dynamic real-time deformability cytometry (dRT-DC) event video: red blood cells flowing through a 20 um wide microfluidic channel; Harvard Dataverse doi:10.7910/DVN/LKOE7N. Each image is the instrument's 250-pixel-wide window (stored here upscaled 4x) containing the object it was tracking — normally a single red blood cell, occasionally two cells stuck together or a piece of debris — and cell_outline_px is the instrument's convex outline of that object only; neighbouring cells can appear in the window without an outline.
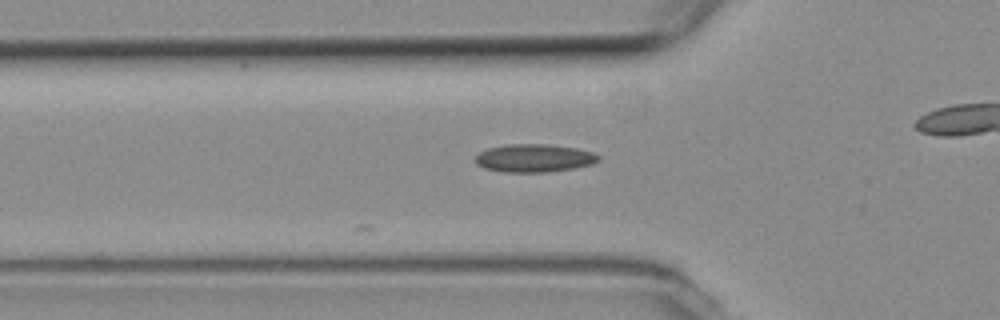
{"species": "common noctule bat (a hibernating species)", "species_latin": "Nyctalus noctula", "temperature_condition": "room temperature", "stored_images_in_passage": 12, "camera_frame_rate_fps": 3000, "um_per_image_px": 0.085, "animal": {"sex": "female", "body_mass_g": 19.3, "forearm_length_mm": 54.1}, "frame": {"image": 1, "passage_image": 2, "time_ms": 0.333, "image_size_px": [1000, 320], "cell_outline_px": [[600, 160], [592, 164], [572, 168], [548, 172], [504, 172], [484, 168], [476, 164], [476, 156], [480, 152], [488, 148], [504, 144], [548, 144], [576, 148], [592, 152], [600, 156]], "centroid_in_image_um": [45.4, 13.43], "position_along_channel_um": 80.4, "area_um2": 20.11}}
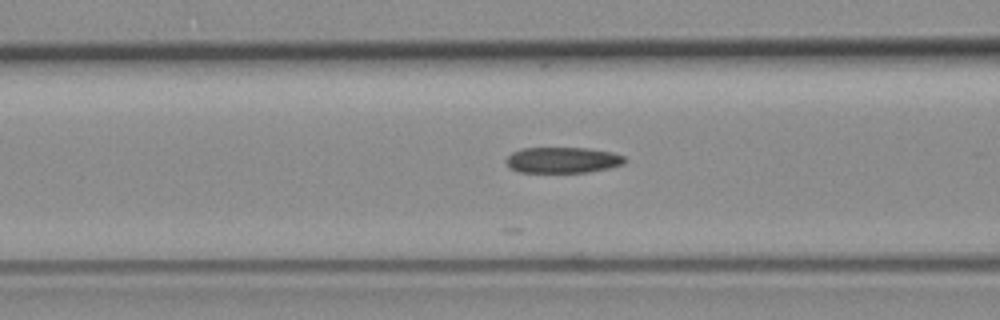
{"frame": {"image": 2, "passage_image": 5, "time_ms": 1.333, "image_size_px": [1000, 320], "cell_outline_px": [[628, 160], [624, 164], [608, 168], [588, 172], [520, 172], [508, 168], [504, 160], [512, 152], [520, 148], [588, 148], [612, 152], [624, 156]], "centroid_in_image_um": [47.81, 13.6], "position_along_channel_um": 118.8, "area_um2": 18.09}}
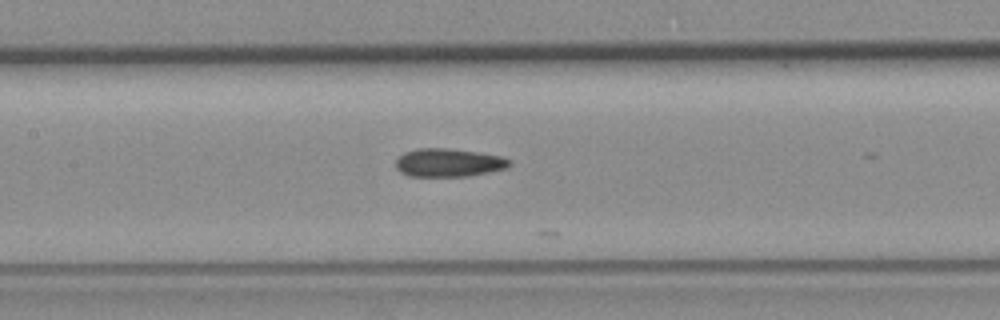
{"frame": {"image": 3, "passage_image": 9, "time_ms": 2.667, "image_size_px": [1000, 320], "cell_outline_px": [[512, 164], [508, 168], [468, 176], [408, 176], [400, 172], [396, 168], [396, 160], [404, 152], [416, 148], [448, 148], [476, 152], [500, 156], [512, 160]], "centroid_in_image_um": [38.13, 13.82], "position_along_channel_um": 169.3, "area_um2": 18.79}}